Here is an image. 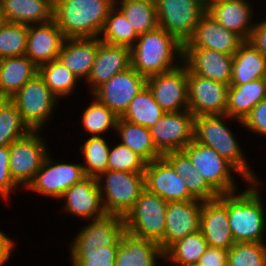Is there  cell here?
<instances>
[{
    "mask_svg": "<svg viewBox=\"0 0 266 266\" xmlns=\"http://www.w3.org/2000/svg\"><path fill=\"white\" fill-rule=\"evenodd\" d=\"M130 59L131 67L140 75L149 78L174 70L179 64H183V44L165 29L157 27L139 35L136 43L130 48Z\"/></svg>",
    "mask_w": 266,
    "mask_h": 266,
    "instance_id": "cell-1",
    "label": "cell"
},
{
    "mask_svg": "<svg viewBox=\"0 0 266 266\" xmlns=\"http://www.w3.org/2000/svg\"><path fill=\"white\" fill-rule=\"evenodd\" d=\"M112 0H54L53 20L64 38H100Z\"/></svg>",
    "mask_w": 266,
    "mask_h": 266,
    "instance_id": "cell-2",
    "label": "cell"
},
{
    "mask_svg": "<svg viewBox=\"0 0 266 266\" xmlns=\"http://www.w3.org/2000/svg\"><path fill=\"white\" fill-rule=\"evenodd\" d=\"M261 181H249L248 189L227 194L229 226L235 243H263L266 210L259 193ZM238 193V194H237Z\"/></svg>",
    "mask_w": 266,
    "mask_h": 266,
    "instance_id": "cell-3",
    "label": "cell"
},
{
    "mask_svg": "<svg viewBox=\"0 0 266 266\" xmlns=\"http://www.w3.org/2000/svg\"><path fill=\"white\" fill-rule=\"evenodd\" d=\"M226 114L202 115L194 119V139L213 148L221 157L232 163L248 181H259L244 157L239 142L227 124Z\"/></svg>",
    "mask_w": 266,
    "mask_h": 266,
    "instance_id": "cell-4",
    "label": "cell"
},
{
    "mask_svg": "<svg viewBox=\"0 0 266 266\" xmlns=\"http://www.w3.org/2000/svg\"><path fill=\"white\" fill-rule=\"evenodd\" d=\"M96 180L104 211L110 215L124 217L145 189L144 173L107 170Z\"/></svg>",
    "mask_w": 266,
    "mask_h": 266,
    "instance_id": "cell-5",
    "label": "cell"
},
{
    "mask_svg": "<svg viewBox=\"0 0 266 266\" xmlns=\"http://www.w3.org/2000/svg\"><path fill=\"white\" fill-rule=\"evenodd\" d=\"M167 205V201L145 188L123 217L126 232L138 238L154 241L163 250Z\"/></svg>",
    "mask_w": 266,
    "mask_h": 266,
    "instance_id": "cell-6",
    "label": "cell"
},
{
    "mask_svg": "<svg viewBox=\"0 0 266 266\" xmlns=\"http://www.w3.org/2000/svg\"><path fill=\"white\" fill-rule=\"evenodd\" d=\"M183 151L190 158L195 170L219 196L238 190L232 171L238 173L244 182L249 183L232 163L221 157L213 148L195 139Z\"/></svg>",
    "mask_w": 266,
    "mask_h": 266,
    "instance_id": "cell-7",
    "label": "cell"
},
{
    "mask_svg": "<svg viewBox=\"0 0 266 266\" xmlns=\"http://www.w3.org/2000/svg\"><path fill=\"white\" fill-rule=\"evenodd\" d=\"M11 101L29 129L41 132L44 124L52 117L59 98L50 91L38 73L11 97Z\"/></svg>",
    "mask_w": 266,
    "mask_h": 266,
    "instance_id": "cell-8",
    "label": "cell"
},
{
    "mask_svg": "<svg viewBox=\"0 0 266 266\" xmlns=\"http://www.w3.org/2000/svg\"><path fill=\"white\" fill-rule=\"evenodd\" d=\"M160 28L174 35L182 44L194 33L207 12L203 0H155Z\"/></svg>",
    "mask_w": 266,
    "mask_h": 266,
    "instance_id": "cell-9",
    "label": "cell"
},
{
    "mask_svg": "<svg viewBox=\"0 0 266 266\" xmlns=\"http://www.w3.org/2000/svg\"><path fill=\"white\" fill-rule=\"evenodd\" d=\"M44 141L39 131H30L9 145V171L19 187L27 188L39 171L49 150Z\"/></svg>",
    "mask_w": 266,
    "mask_h": 266,
    "instance_id": "cell-10",
    "label": "cell"
},
{
    "mask_svg": "<svg viewBox=\"0 0 266 266\" xmlns=\"http://www.w3.org/2000/svg\"><path fill=\"white\" fill-rule=\"evenodd\" d=\"M50 155H46L27 190L60 200L68 188L80 182L86 175L82 163L53 162Z\"/></svg>",
    "mask_w": 266,
    "mask_h": 266,
    "instance_id": "cell-11",
    "label": "cell"
},
{
    "mask_svg": "<svg viewBox=\"0 0 266 266\" xmlns=\"http://www.w3.org/2000/svg\"><path fill=\"white\" fill-rule=\"evenodd\" d=\"M194 115L189 110L165 112L150 127L153 142L162 154L183 150L194 140Z\"/></svg>",
    "mask_w": 266,
    "mask_h": 266,
    "instance_id": "cell-12",
    "label": "cell"
},
{
    "mask_svg": "<svg viewBox=\"0 0 266 266\" xmlns=\"http://www.w3.org/2000/svg\"><path fill=\"white\" fill-rule=\"evenodd\" d=\"M146 86L165 112L188 110V69L184 64L147 78Z\"/></svg>",
    "mask_w": 266,
    "mask_h": 266,
    "instance_id": "cell-13",
    "label": "cell"
},
{
    "mask_svg": "<svg viewBox=\"0 0 266 266\" xmlns=\"http://www.w3.org/2000/svg\"><path fill=\"white\" fill-rule=\"evenodd\" d=\"M146 82V77L129 67L99 86L91 96L121 117L132 99L146 86Z\"/></svg>",
    "mask_w": 266,
    "mask_h": 266,
    "instance_id": "cell-14",
    "label": "cell"
},
{
    "mask_svg": "<svg viewBox=\"0 0 266 266\" xmlns=\"http://www.w3.org/2000/svg\"><path fill=\"white\" fill-rule=\"evenodd\" d=\"M228 88L229 85L188 70V110L194 117L225 114Z\"/></svg>",
    "mask_w": 266,
    "mask_h": 266,
    "instance_id": "cell-15",
    "label": "cell"
},
{
    "mask_svg": "<svg viewBox=\"0 0 266 266\" xmlns=\"http://www.w3.org/2000/svg\"><path fill=\"white\" fill-rule=\"evenodd\" d=\"M144 176L145 188L167 202L195 199L189 193L185 179L176 173L164 157L147 163Z\"/></svg>",
    "mask_w": 266,
    "mask_h": 266,
    "instance_id": "cell-16",
    "label": "cell"
},
{
    "mask_svg": "<svg viewBox=\"0 0 266 266\" xmlns=\"http://www.w3.org/2000/svg\"><path fill=\"white\" fill-rule=\"evenodd\" d=\"M200 232L209 247L229 251L235 244L228 220L227 194L202 203Z\"/></svg>",
    "mask_w": 266,
    "mask_h": 266,
    "instance_id": "cell-17",
    "label": "cell"
},
{
    "mask_svg": "<svg viewBox=\"0 0 266 266\" xmlns=\"http://www.w3.org/2000/svg\"><path fill=\"white\" fill-rule=\"evenodd\" d=\"M203 201H169L166 208V226L163 235V251L189 234L200 231Z\"/></svg>",
    "mask_w": 266,
    "mask_h": 266,
    "instance_id": "cell-18",
    "label": "cell"
},
{
    "mask_svg": "<svg viewBox=\"0 0 266 266\" xmlns=\"http://www.w3.org/2000/svg\"><path fill=\"white\" fill-rule=\"evenodd\" d=\"M244 40L235 32L227 30L206 12L196 25L192 36L183 48H206L234 55Z\"/></svg>",
    "mask_w": 266,
    "mask_h": 266,
    "instance_id": "cell-19",
    "label": "cell"
},
{
    "mask_svg": "<svg viewBox=\"0 0 266 266\" xmlns=\"http://www.w3.org/2000/svg\"><path fill=\"white\" fill-rule=\"evenodd\" d=\"M60 199H64V211L84 220H94L106 215L99 186L95 177L86 176L68 188Z\"/></svg>",
    "mask_w": 266,
    "mask_h": 266,
    "instance_id": "cell-20",
    "label": "cell"
},
{
    "mask_svg": "<svg viewBox=\"0 0 266 266\" xmlns=\"http://www.w3.org/2000/svg\"><path fill=\"white\" fill-rule=\"evenodd\" d=\"M233 55L206 48H183V64L201 77L230 85Z\"/></svg>",
    "mask_w": 266,
    "mask_h": 266,
    "instance_id": "cell-21",
    "label": "cell"
},
{
    "mask_svg": "<svg viewBox=\"0 0 266 266\" xmlns=\"http://www.w3.org/2000/svg\"><path fill=\"white\" fill-rule=\"evenodd\" d=\"M129 67H131L129 47L108 44L98 38L96 59L85 81L89 85L90 94L108 82L115 74L123 72Z\"/></svg>",
    "mask_w": 266,
    "mask_h": 266,
    "instance_id": "cell-22",
    "label": "cell"
},
{
    "mask_svg": "<svg viewBox=\"0 0 266 266\" xmlns=\"http://www.w3.org/2000/svg\"><path fill=\"white\" fill-rule=\"evenodd\" d=\"M62 31L54 20L27 26V47L25 55L41 66L58 58L64 41Z\"/></svg>",
    "mask_w": 266,
    "mask_h": 266,
    "instance_id": "cell-23",
    "label": "cell"
},
{
    "mask_svg": "<svg viewBox=\"0 0 266 266\" xmlns=\"http://www.w3.org/2000/svg\"><path fill=\"white\" fill-rule=\"evenodd\" d=\"M125 232L122 216L106 214L102 218L90 220L76 234L70 246H119Z\"/></svg>",
    "mask_w": 266,
    "mask_h": 266,
    "instance_id": "cell-24",
    "label": "cell"
},
{
    "mask_svg": "<svg viewBox=\"0 0 266 266\" xmlns=\"http://www.w3.org/2000/svg\"><path fill=\"white\" fill-rule=\"evenodd\" d=\"M252 8L254 7L248 0H221L211 4L207 12L224 28L248 41L255 26L251 21Z\"/></svg>",
    "mask_w": 266,
    "mask_h": 266,
    "instance_id": "cell-25",
    "label": "cell"
},
{
    "mask_svg": "<svg viewBox=\"0 0 266 266\" xmlns=\"http://www.w3.org/2000/svg\"><path fill=\"white\" fill-rule=\"evenodd\" d=\"M158 259H165L158 243L125 232L116 252L115 266H158Z\"/></svg>",
    "mask_w": 266,
    "mask_h": 266,
    "instance_id": "cell-26",
    "label": "cell"
},
{
    "mask_svg": "<svg viewBox=\"0 0 266 266\" xmlns=\"http://www.w3.org/2000/svg\"><path fill=\"white\" fill-rule=\"evenodd\" d=\"M98 38H65L58 59L79 79L86 80L96 59Z\"/></svg>",
    "mask_w": 266,
    "mask_h": 266,
    "instance_id": "cell-27",
    "label": "cell"
},
{
    "mask_svg": "<svg viewBox=\"0 0 266 266\" xmlns=\"http://www.w3.org/2000/svg\"><path fill=\"white\" fill-rule=\"evenodd\" d=\"M264 98L266 78H259L243 85H229L225 114L240 124Z\"/></svg>",
    "mask_w": 266,
    "mask_h": 266,
    "instance_id": "cell-28",
    "label": "cell"
},
{
    "mask_svg": "<svg viewBox=\"0 0 266 266\" xmlns=\"http://www.w3.org/2000/svg\"><path fill=\"white\" fill-rule=\"evenodd\" d=\"M8 22L36 25L53 20L54 0H0Z\"/></svg>",
    "mask_w": 266,
    "mask_h": 266,
    "instance_id": "cell-29",
    "label": "cell"
},
{
    "mask_svg": "<svg viewBox=\"0 0 266 266\" xmlns=\"http://www.w3.org/2000/svg\"><path fill=\"white\" fill-rule=\"evenodd\" d=\"M259 78H266V58L249 41H244L233 55L230 85H243Z\"/></svg>",
    "mask_w": 266,
    "mask_h": 266,
    "instance_id": "cell-30",
    "label": "cell"
},
{
    "mask_svg": "<svg viewBox=\"0 0 266 266\" xmlns=\"http://www.w3.org/2000/svg\"><path fill=\"white\" fill-rule=\"evenodd\" d=\"M36 74L38 66L26 55L0 59V95L11 98Z\"/></svg>",
    "mask_w": 266,
    "mask_h": 266,
    "instance_id": "cell-31",
    "label": "cell"
},
{
    "mask_svg": "<svg viewBox=\"0 0 266 266\" xmlns=\"http://www.w3.org/2000/svg\"><path fill=\"white\" fill-rule=\"evenodd\" d=\"M115 131L121 140L120 143L129 147L147 163L163 157L153 142L150 128L119 117Z\"/></svg>",
    "mask_w": 266,
    "mask_h": 266,
    "instance_id": "cell-32",
    "label": "cell"
},
{
    "mask_svg": "<svg viewBox=\"0 0 266 266\" xmlns=\"http://www.w3.org/2000/svg\"><path fill=\"white\" fill-rule=\"evenodd\" d=\"M164 113L165 111L154 100L149 88L145 86L132 99L127 110L120 118L150 128L161 119Z\"/></svg>",
    "mask_w": 266,
    "mask_h": 266,
    "instance_id": "cell-33",
    "label": "cell"
},
{
    "mask_svg": "<svg viewBox=\"0 0 266 266\" xmlns=\"http://www.w3.org/2000/svg\"><path fill=\"white\" fill-rule=\"evenodd\" d=\"M116 6L124 13L138 36L159 27L155 0L122 1Z\"/></svg>",
    "mask_w": 266,
    "mask_h": 266,
    "instance_id": "cell-34",
    "label": "cell"
},
{
    "mask_svg": "<svg viewBox=\"0 0 266 266\" xmlns=\"http://www.w3.org/2000/svg\"><path fill=\"white\" fill-rule=\"evenodd\" d=\"M208 247L204 235L197 231L173 243L164 252V260H170L176 266L197 264Z\"/></svg>",
    "mask_w": 266,
    "mask_h": 266,
    "instance_id": "cell-35",
    "label": "cell"
},
{
    "mask_svg": "<svg viewBox=\"0 0 266 266\" xmlns=\"http://www.w3.org/2000/svg\"><path fill=\"white\" fill-rule=\"evenodd\" d=\"M38 73L57 98L72 95L80 80L58 58L39 66Z\"/></svg>",
    "mask_w": 266,
    "mask_h": 266,
    "instance_id": "cell-36",
    "label": "cell"
},
{
    "mask_svg": "<svg viewBox=\"0 0 266 266\" xmlns=\"http://www.w3.org/2000/svg\"><path fill=\"white\" fill-rule=\"evenodd\" d=\"M100 36L102 37L100 40L105 43L129 48L139 37L124 13L116 5L110 9Z\"/></svg>",
    "mask_w": 266,
    "mask_h": 266,
    "instance_id": "cell-37",
    "label": "cell"
},
{
    "mask_svg": "<svg viewBox=\"0 0 266 266\" xmlns=\"http://www.w3.org/2000/svg\"><path fill=\"white\" fill-rule=\"evenodd\" d=\"M106 141L102 136H90L79 147L85 160L82 166L86 176L97 178L108 170L110 144Z\"/></svg>",
    "mask_w": 266,
    "mask_h": 266,
    "instance_id": "cell-38",
    "label": "cell"
},
{
    "mask_svg": "<svg viewBox=\"0 0 266 266\" xmlns=\"http://www.w3.org/2000/svg\"><path fill=\"white\" fill-rule=\"evenodd\" d=\"M81 117L83 131L90 133V136L104 135L109 129L115 131L119 119L113 111L100 103L95 97H93L90 105L84 109Z\"/></svg>",
    "mask_w": 266,
    "mask_h": 266,
    "instance_id": "cell-39",
    "label": "cell"
},
{
    "mask_svg": "<svg viewBox=\"0 0 266 266\" xmlns=\"http://www.w3.org/2000/svg\"><path fill=\"white\" fill-rule=\"evenodd\" d=\"M72 266H115L119 246H70Z\"/></svg>",
    "mask_w": 266,
    "mask_h": 266,
    "instance_id": "cell-40",
    "label": "cell"
},
{
    "mask_svg": "<svg viewBox=\"0 0 266 266\" xmlns=\"http://www.w3.org/2000/svg\"><path fill=\"white\" fill-rule=\"evenodd\" d=\"M30 131L22 120L16 105L10 101L0 114V147L9 146Z\"/></svg>",
    "mask_w": 266,
    "mask_h": 266,
    "instance_id": "cell-41",
    "label": "cell"
},
{
    "mask_svg": "<svg viewBox=\"0 0 266 266\" xmlns=\"http://www.w3.org/2000/svg\"><path fill=\"white\" fill-rule=\"evenodd\" d=\"M27 47V25L8 22L0 29V59L23 56Z\"/></svg>",
    "mask_w": 266,
    "mask_h": 266,
    "instance_id": "cell-42",
    "label": "cell"
},
{
    "mask_svg": "<svg viewBox=\"0 0 266 266\" xmlns=\"http://www.w3.org/2000/svg\"><path fill=\"white\" fill-rule=\"evenodd\" d=\"M264 244L235 243L228 251L227 266H266V245Z\"/></svg>",
    "mask_w": 266,
    "mask_h": 266,
    "instance_id": "cell-43",
    "label": "cell"
},
{
    "mask_svg": "<svg viewBox=\"0 0 266 266\" xmlns=\"http://www.w3.org/2000/svg\"><path fill=\"white\" fill-rule=\"evenodd\" d=\"M108 170L144 173L147 162L129 147L116 143L110 146Z\"/></svg>",
    "mask_w": 266,
    "mask_h": 266,
    "instance_id": "cell-44",
    "label": "cell"
},
{
    "mask_svg": "<svg viewBox=\"0 0 266 266\" xmlns=\"http://www.w3.org/2000/svg\"><path fill=\"white\" fill-rule=\"evenodd\" d=\"M9 146L0 147V196L7 200L11 192L20 188L12 179L9 171Z\"/></svg>",
    "mask_w": 266,
    "mask_h": 266,
    "instance_id": "cell-45",
    "label": "cell"
},
{
    "mask_svg": "<svg viewBox=\"0 0 266 266\" xmlns=\"http://www.w3.org/2000/svg\"><path fill=\"white\" fill-rule=\"evenodd\" d=\"M185 184L189 193L197 200L204 202L219 197L197 171L192 172L189 177L185 179Z\"/></svg>",
    "mask_w": 266,
    "mask_h": 266,
    "instance_id": "cell-46",
    "label": "cell"
},
{
    "mask_svg": "<svg viewBox=\"0 0 266 266\" xmlns=\"http://www.w3.org/2000/svg\"><path fill=\"white\" fill-rule=\"evenodd\" d=\"M247 130L266 137V98L261 100L241 122Z\"/></svg>",
    "mask_w": 266,
    "mask_h": 266,
    "instance_id": "cell-47",
    "label": "cell"
},
{
    "mask_svg": "<svg viewBox=\"0 0 266 266\" xmlns=\"http://www.w3.org/2000/svg\"><path fill=\"white\" fill-rule=\"evenodd\" d=\"M163 157L172 165L176 173L184 179L196 171L190 158L183 150L168 152Z\"/></svg>",
    "mask_w": 266,
    "mask_h": 266,
    "instance_id": "cell-48",
    "label": "cell"
},
{
    "mask_svg": "<svg viewBox=\"0 0 266 266\" xmlns=\"http://www.w3.org/2000/svg\"><path fill=\"white\" fill-rule=\"evenodd\" d=\"M197 264L199 266H227L228 251L220 248L208 247Z\"/></svg>",
    "mask_w": 266,
    "mask_h": 266,
    "instance_id": "cell-49",
    "label": "cell"
},
{
    "mask_svg": "<svg viewBox=\"0 0 266 266\" xmlns=\"http://www.w3.org/2000/svg\"><path fill=\"white\" fill-rule=\"evenodd\" d=\"M248 41L266 58V19L255 23Z\"/></svg>",
    "mask_w": 266,
    "mask_h": 266,
    "instance_id": "cell-50",
    "label": "cell"
},
{
    "mask_svg": "<svg viewBox=\"0 0 266 266\" xmlns=\"http://www.w3.org/2000/svg\"><path fill=\"white\" fill-rule=\"evenodd\" d=\"M15 247V241L9 238L3 231H0V262H6Z\"/></svg>",
    "mask_w": 266,
    "mask_h": 266,
    "instance_id": "cell-51",
    "label": "cell"
},
{
    "mask_svg": "<svg viewBox=\"0 0 266 266\" xmlns=\"http://www.w3.org/2000/svg\"><path fill=\"white\" fill-rule=\"evenodd\" d=\"M11 101L10 97L0 95V114L3 108Z\"/></svg>",
    "mask_w": 266,
    "mask_h": 266,
    "instance_id": "cell-52",
    "label": "cell"
},
{
    "mask_svg": "<svg viewBox=\"0 0 266 266\" xmlns=\"http://www.w3.org/2000/svg\"><path fill=\"white\" fill-rule=\"evenodd\" d=\"M8 23L5 13L2 10V6L0 5V29L3 28Z\"/></svg>",
    "mask_w": 266,
    "mask_h": 266,
    "instance_id": "cell-53",
    "label": "cell"
},
{
    "mask_svg": "<svg viewBox=\"0 0 266 266\" xmlns=\"http://www.w3.org/2000/svg\"><path fill=\"white\" fill-rule=\"evenodd\" d=\"M218 1H221V0H203L206 8H208L211 4L218 2Z\"/></svg>",
    "mask_w": 266,
    "mask_h": 266,
    "instance_id": "cell-54",
    "label": "cell"
},
{
    "mask_svg": "<svg viewBox=\"0 0 266 266\" xmlns=\"http://www.w3.org/2000/svg\"><path fill=\"white\" fill-rule=\"evenodd\" d=\"M114 5H116L118 2H122V1H130V0H112ZM135 1V0H134Z\"/></svg>",
    "mask_w": 266,
    "mask_h": 266,
    "instance_id": "cell-55",
    "label": "cell"
},
{
    "mask_svg": "<svg viewBox=\"0 0 266 266\" xmlns=\"http://www.w3.org/2000/svg\"><path fill=\"white\" fill-rule=\"evenodd\" d=\"M183 266H199L198 264L183 265Z\"/></svg>",
    "mask_w": 266,
    "mask_h": 266,
    "instance_id": "cell-56",
    "label": "cell"
},
{
    "mask_svg": "<svg viewBox=\"0 0 266 266\" xmlns=\"http://www.w3.org/2000/svg\"><path fill=\"white\" fill-rule=\"evenodd\" d=\"M6 262H0V266H4Z\"/></svg>",
    "mask_w": 266,
    "mask_h": 266,
    "instance_id": "cell-57",
    "label": "cell"
}]
</instances>
